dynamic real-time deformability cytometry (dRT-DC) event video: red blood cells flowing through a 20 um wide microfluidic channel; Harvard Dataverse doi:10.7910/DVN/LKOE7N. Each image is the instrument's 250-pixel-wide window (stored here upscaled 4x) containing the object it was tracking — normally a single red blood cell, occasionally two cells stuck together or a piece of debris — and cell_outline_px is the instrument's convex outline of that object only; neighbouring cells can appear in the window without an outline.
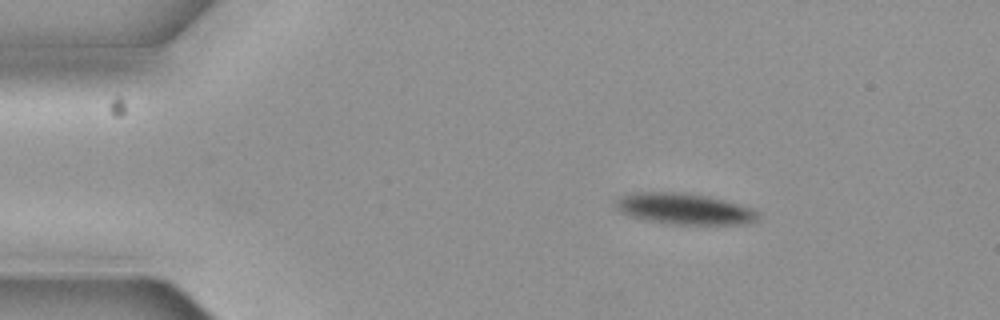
{"species": "common noctule bat (a hibernating species)", "species_latin": "Nyctalus noctula", "temperature_condition": "cold", "stored_images_in_passage": 6, "camera_frame_rate_fps": 3000, "um_per_image_px": 0.085, "animal": {"sex": "female", "body_mass_g": 19.3, "forearm_length_mm": 54.1}, "frame": {"image": 1, "passage_image": 6, "time_ms": 1.667, "image_size_px": [1000, 320], "cell_outline_px": [[760, 216], [756, 220], [736, 224], [676, 224], [652, 220], [632, 216], [616, 208], [616, 200], [620, 196], [636, 192], [676, 192], [708, 196], [724, 200], [752, 208]], "centroid_in_image_um": [58.17, 17.73], "position_along_channel_um": 26.8, "area_um2": 25.09}}